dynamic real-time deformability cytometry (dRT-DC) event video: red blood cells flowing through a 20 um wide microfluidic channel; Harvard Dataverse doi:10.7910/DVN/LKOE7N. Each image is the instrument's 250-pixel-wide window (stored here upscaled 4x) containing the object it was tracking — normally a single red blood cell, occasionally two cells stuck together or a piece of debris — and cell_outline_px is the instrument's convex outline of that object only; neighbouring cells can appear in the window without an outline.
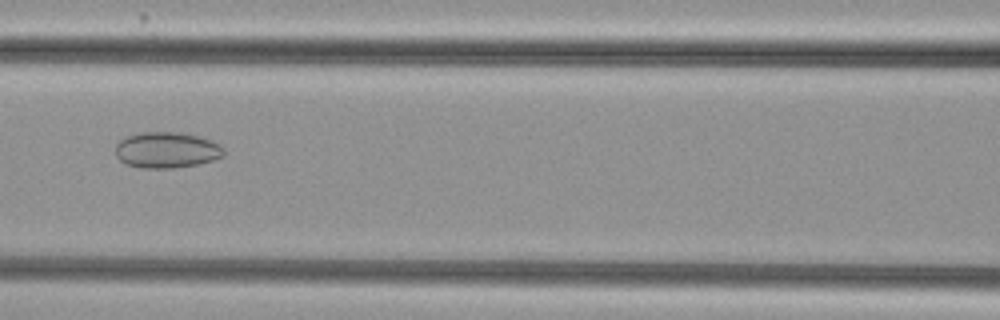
{"species": "common noctule bat (a hibernating species)", "species_latin": "Nyctalus noctula", "temperature_condition": "cold", "stored_images_in_passage": 54, "camera_frame_rate_fps": 3000, "um_per_image_px": 0.085, "animal": {"sex": "female", "body_mass_g": 29.2, "forearm_length_mm": 56.3}, "frame": {"image": 1, "passage_image": 25, "time_ms": 8.0, "image_size_px": [1000, 320], "cell_outline_px": [[224, 156], [212, 160], [196, 164], [176, 168], [140, 168], [124, 164], [116, 156], [116, 144], [120, 140], [128, 136], [140, 132], [180, 132], [200, 136], [212, 140], [220, 144], [224, 148]], "centroid_in_image_um": [14.17, 12.75], "position_along_channel_um": 152.4, "area_um2": 22.95}}
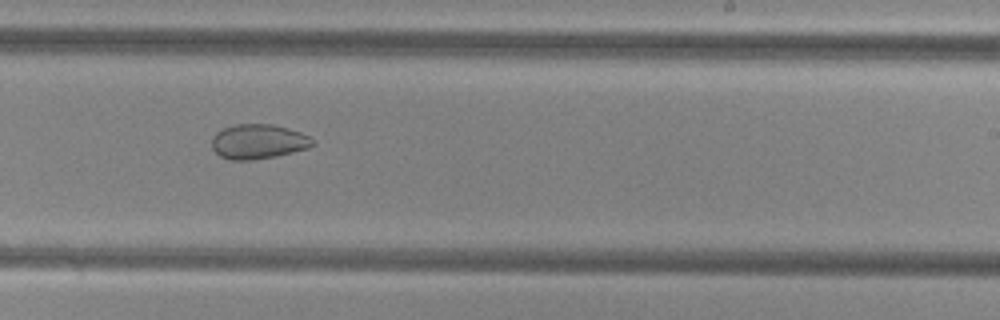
{"frame": {"image": 2, "passage_image": 34, "time_ms": 11.0, "image_size_px": [1000, 320], "cell_outline_px": [[316, 144], [308, 148], [276, 156], [252, 160], [232, 160], [220, 156], [212, 148], [212, 136], [216, 132], [232, 124], [272, 124], [288, 128], [300, 132], [316, 140]], "centroid_in_image_um": [21.96, 12.03], "position_along_channel_um": 267.0, "area_um2": 20.52}}
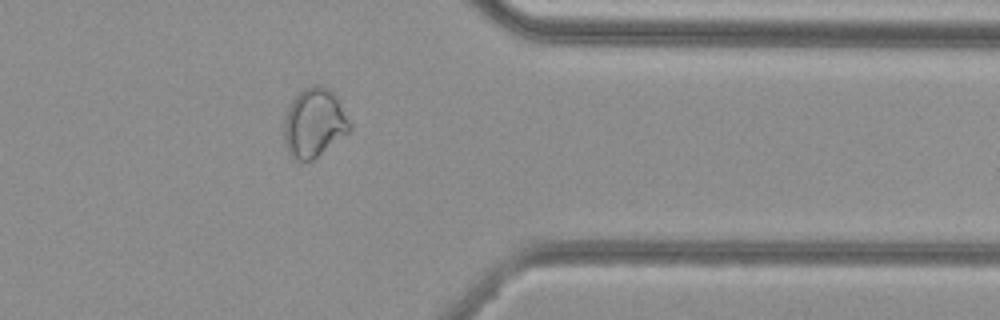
{"frame": {"image": 3, "passage_image": 44, "time_ms": 14.333, "image_size_px": [1000, 320], "cell_outline_px": [[352, 128], [348, 132], [312, 160], [292, 160], [288, 152], [284, 136], [284, 120], [288, 108], [292, 100], [304, 88], [312, 84], [320, 84], [328, 88], [336, 96], [352, 124]], "centroid_in_image_um": [26.7, 10.43], "position_along_channel_um": 384.7, "area_um2": 26.24}, "authors_computed_cell_mechanics": {"area_um2": 28.4087, "velocity_mm_per_s": 3.8274, "shape_relaxation_time_tau1_ms": null, "shape_relaxation_time_tau2_ms": 4.5689, "deformation_change_tau1": null, "deformation_change_tau2": 0.0828}}